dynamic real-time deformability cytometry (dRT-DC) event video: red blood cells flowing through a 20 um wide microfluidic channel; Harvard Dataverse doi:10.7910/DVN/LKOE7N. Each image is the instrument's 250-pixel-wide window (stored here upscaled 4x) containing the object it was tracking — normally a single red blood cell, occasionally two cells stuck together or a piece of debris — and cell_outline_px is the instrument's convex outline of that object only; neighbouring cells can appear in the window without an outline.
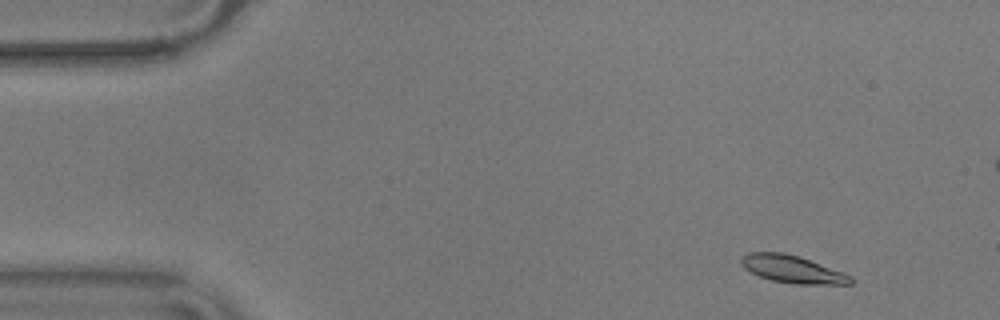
{"species": "common noctule bat (a hibernating species)", "species_latin": "Nyctalus noctula", "temperature_condition": "warm", "stored_images_in_passage": 56, "segment_of_instrument_passage": [1, 2], "camera_frame_rate_fps": 3000, "um_per_image_px": 0.085, "animal": {"sex": "male", "body_mass_g": 17.9}, "frame": {"image": 1, "passage_image": 4, "time_ms": 1.0, "image_size_px": [1000, 320], "cell_outline_px": [[856, 280], [852, 284], [792, 284], [772, 280], [760, 276], [744, 268], [740, 264], [740, 260], [748, 252], [784, 252], [800, 256], [852, 276]], "centroid_in_image_um": [67.37, 22.88], "position_along_channel_um": 17.6, "area_um2": 17.57}}
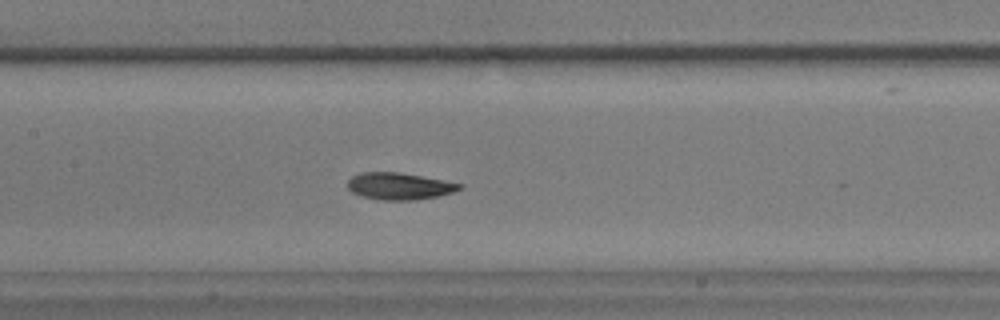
{"frame": {"image": 2, "passage_image": 25, "time_ms": 8.0, "image_size_px": [1000, 320], "cell_outline_px": [[464, 188], [452, 192], [436, 196], [416, 200], [384, 200], [360, 196], [352, 192], [348, 188], [348, 180], [352, 176], [360, 172], [400, 172], [464, 184]], "centroid_in_image_um": [33.94, 15.82], "position_along_channel_um": 173.5, "area_um2": 17.57}}
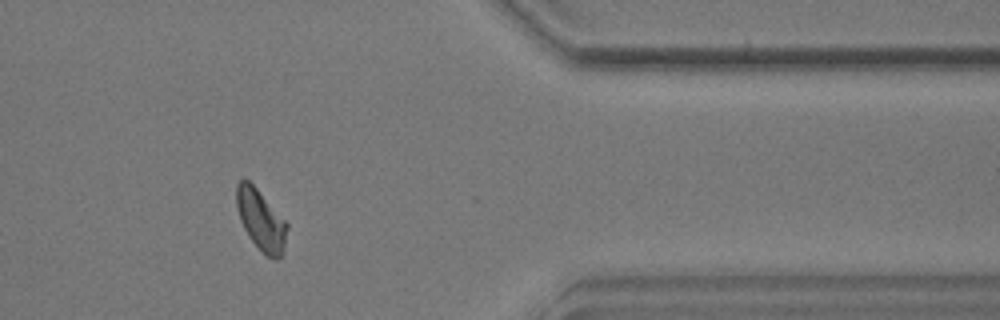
{"frame": {"image": 3, "passage_image": 45, "time_ms": 14.667, "image_size_px": [1000, 320], "cell_outline_px": [[288, 228], [284, 248], [280, 260], [272, 260], [248, 236], [240, 220], [236, 204], [236, 184], [240, 180], [248, 180], [256, 188], [288, 224]], "centroid_in_image_um": [22.18, 18.72], "position_along_channel_um": 389.2, "area_um2": 17.63}}